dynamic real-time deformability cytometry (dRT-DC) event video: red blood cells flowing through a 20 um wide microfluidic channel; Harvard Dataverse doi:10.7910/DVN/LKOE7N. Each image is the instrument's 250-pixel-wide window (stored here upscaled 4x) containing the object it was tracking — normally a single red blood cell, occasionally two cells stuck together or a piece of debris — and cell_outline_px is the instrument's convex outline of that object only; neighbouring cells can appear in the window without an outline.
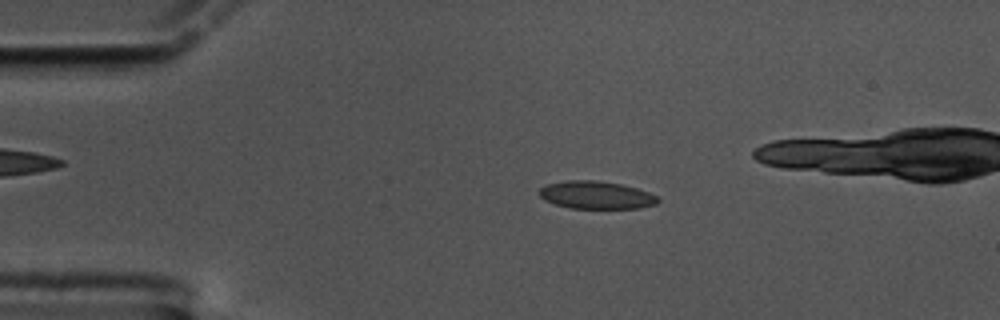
{"species": "common noctule bat (a hibernating species)", "species_latin": "Nyctalus noctula", "temperature_condition": "cold", "stored_images_in_passage": 52, "camera_frame_rate_fps": 3000, "um_per_image_px": 0.085, "animal": {"sex": "male", "body_mass_g": 17.5, "forearm_length_mm": 52.3}, "frame": {"image": 1, "passage_image": 12, "time_ms": 3.667, "image_size_px": [1000, 320], "cell_outline_px": [[660, 200], [656, 204], [640, 208], [568, 208], [544, 200], [536, 192], [540, 188], [548, 184], [568, 180], [596, 180], [620, 184], [636, 188], [648, 192], [656, 196]], "centroid_in_image_um": [50.65, 16.58], "position_along_channel_um": 34.4, "area_um2": 19.13}}
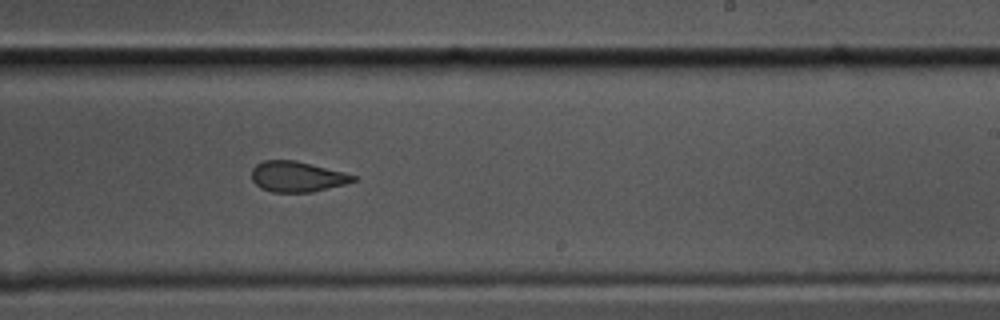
{"frame": {"image": 2, "passage_image": 36, "time_ms": 11.667, "image_size_px": [1000, 320], "cell_outline_px": [[356, 180], [344, 184], [312, 192], [272, 192], [260, 188], [252, 180], [252, 168], [256, 164], [264, 160], [296, 160], [344, 172], [356, 176]], "centroid_in_image_um": [25.23, 15.01], "position_along_channel_um": 263.8, "area_um2": 18.03}}
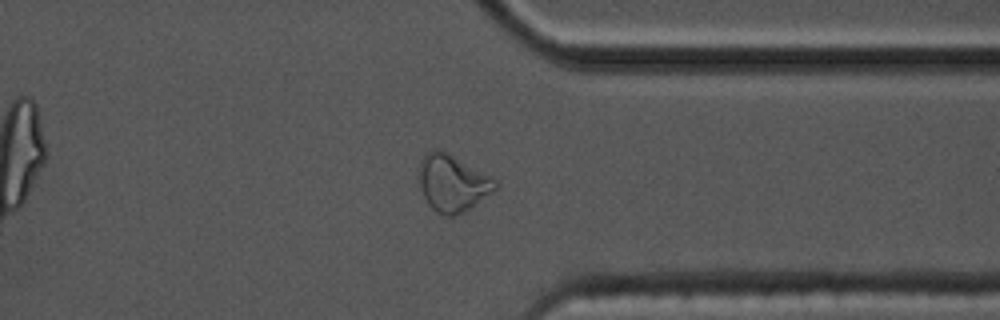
{"frame": {"image": 3, "passage_image": 46, "time_ms": 15.0, "image_size_px": [1000, 320], "cell_outline_px": [[500, 184], [496, 192], [464, 212], [456, 216], [444, 216], [436, 212], [428, 204], [420, 188], [420, 160], [432, 148], [440, 148], [448, 152], [492, 176]], "centroid_in_image_um": [38.52, 15.57], "position_along_channel_um": 372.9, "area_um2": 25.84}, "authors_computed_cell_mechanics": {"area_um2": 19.1607, "velocity_mm_per_s": 3.3535, "shape_relaxation_time_tau1_ms": null, "shape_relaxation_time_tau2_ms": 2.7019, "deformation_change_tau1": null, "deformation_change_tau2": 0.0741}}